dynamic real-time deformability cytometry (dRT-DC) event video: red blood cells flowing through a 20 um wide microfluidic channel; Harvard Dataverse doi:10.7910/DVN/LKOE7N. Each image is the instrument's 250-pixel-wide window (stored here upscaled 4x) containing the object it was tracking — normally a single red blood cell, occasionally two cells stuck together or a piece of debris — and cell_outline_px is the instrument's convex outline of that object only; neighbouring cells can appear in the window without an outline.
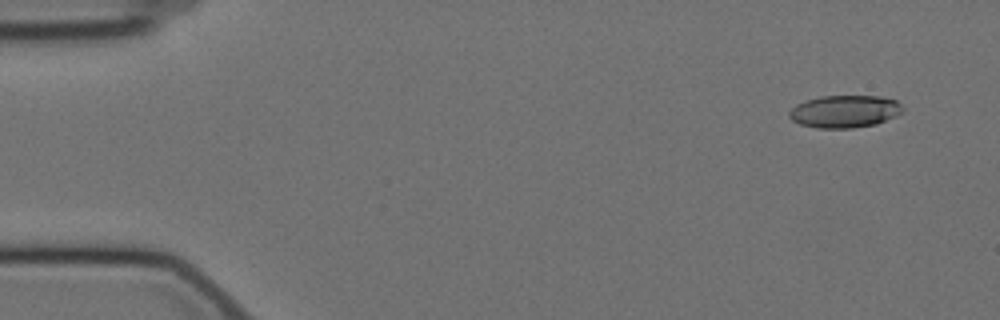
{"species": "Egyptian fruit bat (a non-hibernating species)", "species_latin": "Rousettus aegyptiacus", "temperature_condition": "cold", "stored_images_in_passage": 54, "camera_frame_rate_fps": 3000, "um_per_image_px": 0.085, "animal": {"sex": "female"}, "frame": {"image": 1, "passage_image": 1, "time_ms": 0.0, "image_size_px": [1000, 320], "cell_outline_px": [[904, 108], [896, 116], [876, 124], [852, 128], [816, 128], [800, 124], [792, 120], [788, 116], [788, 112], [796, 104], [820, 96], [880, 96], [896, 100]], "centroid_in_image_um": [71.78, 9.47], "position_along_channel_um": 13.2, "area_um2": 21.44}}
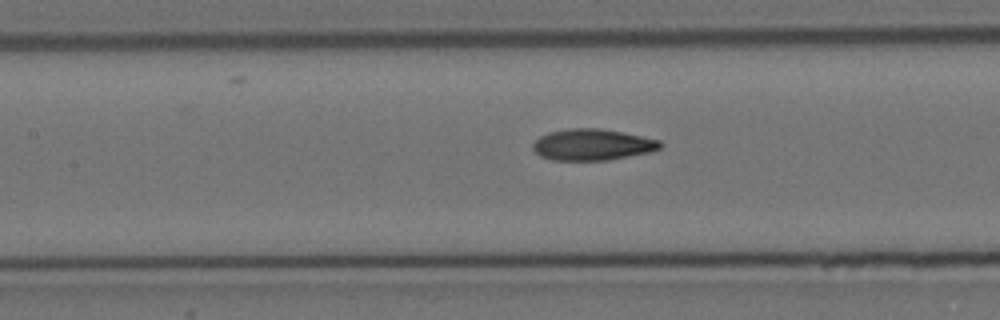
{"frame": {"image": 2, "passage_image": 23, "time_ms": 7.333, "image_size_px": [1000, 320], "cell_outline_px": [[664, 144], [660, 148], [652, 152], [608, 160], [552, 160], [540, 156], [532, 148], [532, 144], [540, 136], [548, 132], [568, 128], [600, 128], [660, 140]], "centroid_in_image_um": [50.35, 12.3], "position_along_channel_um": 157.1, "area_um2": 23.29}}
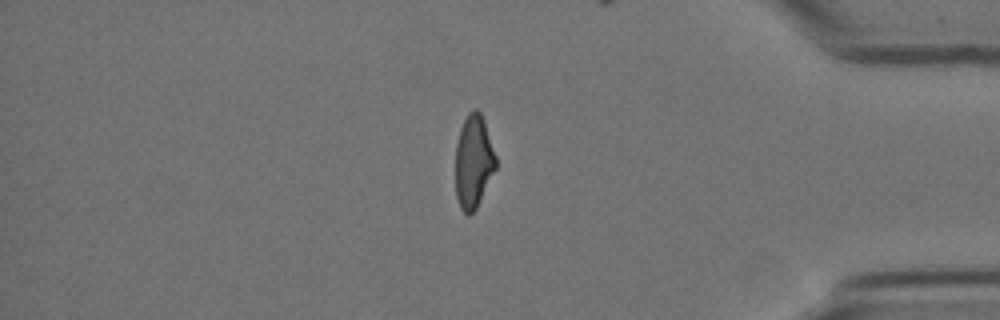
{"frame": {"image": 3, "passage_image": 46, "time_ms": 15.0, "image_size_px": [1000, 320], "cell_outline_px": [[496, 168], [476, 208], [468, 216], [460, 208], [456, 196], [456, 144], [460, 128], [468, 112], [476, 108], [480, 112], [484, 120], [496, 156]], "centroid_in_image_um": [40.24, 13.72], "position_along_channel_um": 395.0, "area_um2": 21.79}}